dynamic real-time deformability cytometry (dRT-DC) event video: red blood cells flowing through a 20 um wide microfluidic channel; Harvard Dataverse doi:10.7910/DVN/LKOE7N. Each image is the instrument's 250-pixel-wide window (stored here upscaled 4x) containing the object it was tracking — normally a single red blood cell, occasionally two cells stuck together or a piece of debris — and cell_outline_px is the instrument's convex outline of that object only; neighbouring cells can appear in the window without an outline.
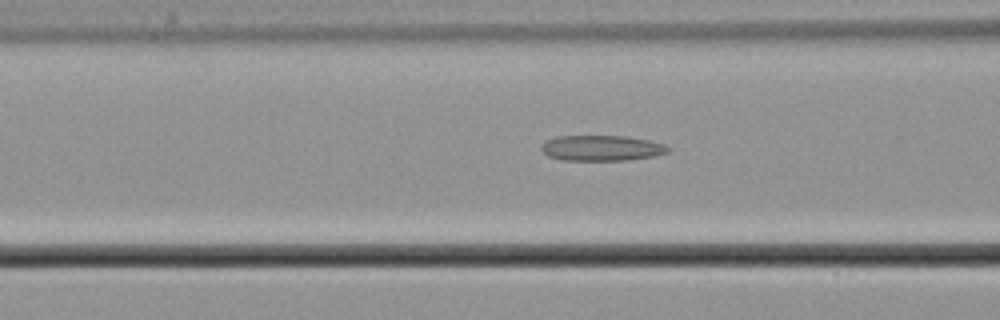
{"species": "common noctule bat (a hibernating species)", "species_latin": "Nyctalus noctula", "temperature_condition": "cold", "stored_images_in_passage": 43, "camera_frame_rate_fps": 3000, "um_per_image_px": 0.085, "animal": {"sex": "male", "body_mass_g": 21.5, "forearm_length_mm": 52.0}, "frame": {"image": 1, "passage_image": 21, "time_ms": 6.667, "image_size_px": [1000, 320], "cell_outline_px": [[672, 148], [668, 152], [656, 156], [624, 160], [560, 160], [548, 156], [540, 148], [540, 144], [556, 136], [624, 136], [648, 140], [664, 144]], "centroid_in_image_um": [51.14, 12.59], "position_along_channel_um": 115.5, "area_um2": 18.9}}
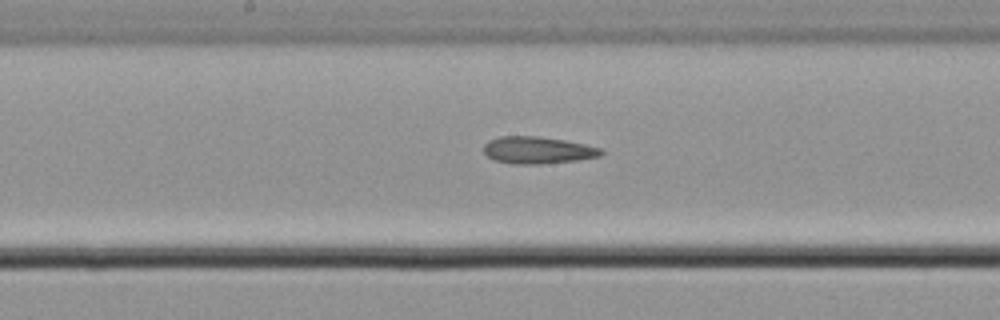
{"frame": {"image": 2, "passage_image": 28, "time_ms": 9.0, "image_size_px": [1000, 320], "cell_outline_px": [[604, 152], [600, 156], [576, 160], [540, 164], [512, 164], [492, 160], [484, 152], [484, 144], [488, 140], [500, 136], [536, 136], [564, 140], [584, 144], [600, 148]], "centroid_in_image_um": [45.66, 12.76], "position_along_channel_um": 202.5, "area_um2": 18.5}}
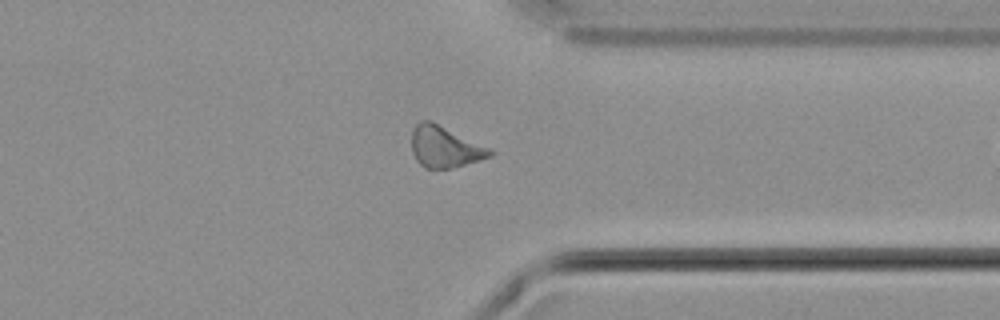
{"frame": {"image": 3, "passage_image": 42, "time_ms": 13.667, "image_size_px": [1000, 320], "cell_outline_px": [[496, 152], [492, 156], [480, 160], [448, 168], [424, 168], [416, 160], [412, 152], [412, 128], [420, 120], [432, 120], [492, 148]], "centroid_in_image_um": [37.83, 12.45], "position_along_channel_um": 373.6, "area_um2": 19.19}}